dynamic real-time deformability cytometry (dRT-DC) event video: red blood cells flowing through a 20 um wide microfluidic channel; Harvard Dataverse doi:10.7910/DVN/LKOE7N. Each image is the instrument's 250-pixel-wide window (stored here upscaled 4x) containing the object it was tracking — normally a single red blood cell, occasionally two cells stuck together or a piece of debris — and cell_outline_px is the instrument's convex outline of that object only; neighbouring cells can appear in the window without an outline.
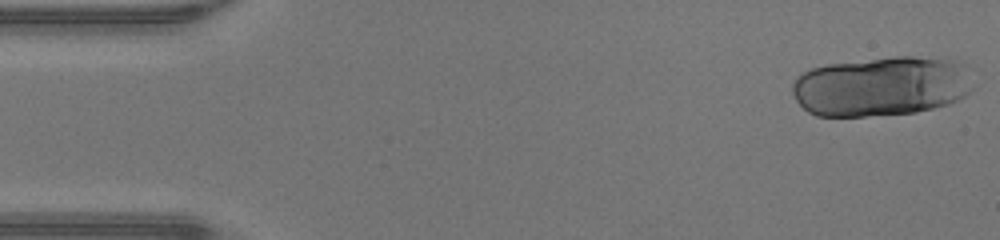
{"species": "human", "species_latin": "Homo sapiens", "temperature_condition": "warm", "stored_images_in_passage": 15, "camera_frame_rate_fps": 3000, "um_per_image_px": 0.085, "donor": {"sex": "male"}, "frame": {"image": 1, "passage_image": 1, "time_ms": 0.0, "image_size_px": [1000, 240], "cell_outline_px": [[972, 88], [964, 96], [948, 104], [916, 112], [864, 116], [816, 116], [808, 112], [796, 100], [792, 92], [792, 84], [796, 76], [812, 68], [828, 64], [896, 56], [912, 56], [952, 60], [964, 64]], "centroid_in_image_um": [74.87, 7.33], "position_along_channel_um": 10.1, "area_um2": 62.71}}
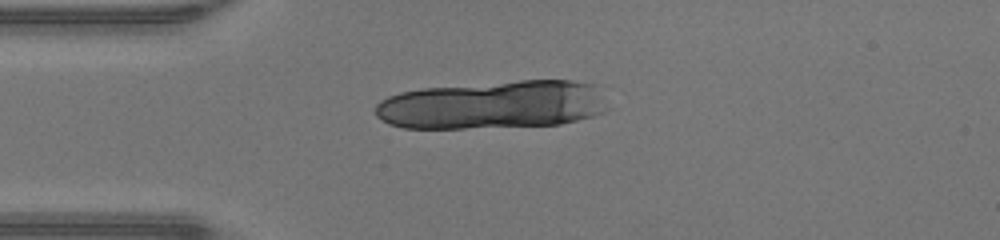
{"frame": {"image": 2, "passage_image": 11, "time_ms": 3.333, "image_size_px": [1000, 240], "cell_outline_px": [[608, 108], [604, 112], [592, 116], [560, 124], [464, 128], [404, 128], [388, 124], [376, 116], [376, 104], [380, 100], [388, 96], [400, 92], [424, 88], [520, 80], [572, 80], [596, 84]], "centroid_in_image_um": [41.89, 8.9], "position_along_channel_um": 43.1, "area_um2": 65.43}}